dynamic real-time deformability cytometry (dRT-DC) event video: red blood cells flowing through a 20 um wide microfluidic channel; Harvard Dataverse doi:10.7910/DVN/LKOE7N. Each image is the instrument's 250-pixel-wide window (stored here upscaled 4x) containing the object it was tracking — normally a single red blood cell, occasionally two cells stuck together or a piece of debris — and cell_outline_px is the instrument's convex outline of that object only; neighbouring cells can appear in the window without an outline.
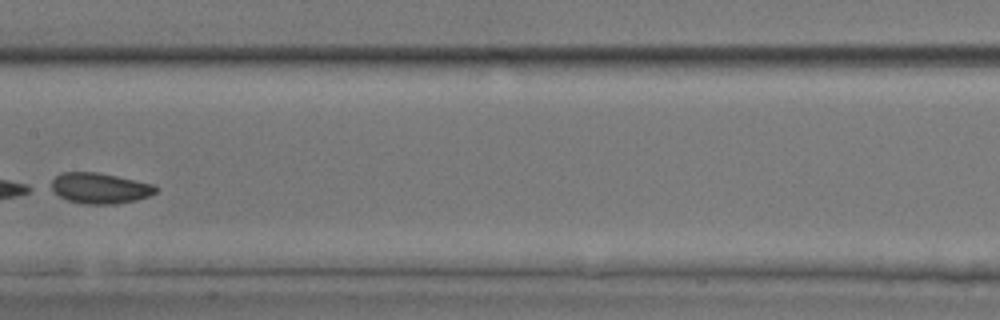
{"species": "common noctule bat (a hibernating species)", "species_latin": "Nyctalus noctula", "temperature_condition": "room temperature", "stored_images_in_passage": 7, "camera_frame_rate_fps": 3000, "um_per_image_px": 0.085, "animal": {"sex": "male", "body_mass_g": 17.9, "forearm_length_mm": 54.2}, "frame": {"image": 1, "passage_image": 6, "time_ms": 6.0, "image_size_px": [1000, 320], "cell_outline_px": [[160, 188], [156, 192], [148, 196], [136, 200], [116, 204], [84, 204], [68, 200], [60, 196], [48, 188], [52, 180], [60, 172], [96, 172], [156, 184]], "centroid_in_image_um": [8.49, 15.99], "position_along_channel_um": 198.9, "area_um2": 18.9}}